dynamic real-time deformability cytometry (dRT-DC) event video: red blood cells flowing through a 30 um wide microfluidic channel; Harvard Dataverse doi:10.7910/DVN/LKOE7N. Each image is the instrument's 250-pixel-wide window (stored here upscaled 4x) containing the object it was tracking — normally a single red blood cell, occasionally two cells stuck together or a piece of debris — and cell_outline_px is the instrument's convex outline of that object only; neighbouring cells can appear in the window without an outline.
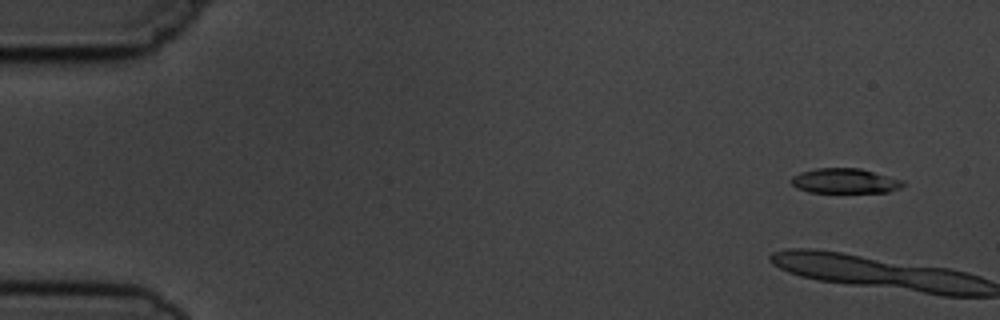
{"species": "common noctule bat (a hibernating species)", "species_latin": "Nyctalus noctula", "temperature_condition": "cold", "stored_images_in_passage": 4, "camera_frame_rate_fps": 3000, "um_per_image_px": 0.085, "animal": {"sex": "male", "body_mass_g": 19.5, "forearm_length_mm": 54.6}, "frame": {"image": 1, "passage_image": 1, "time_ms": 0.0, "image_size_px": [1000, 320], "cell_outline_px": [[904, 184], [900, 188], [888, 192], [808, 192], [796, 188], [792, 184], [792, 176], [800, 172], [816, 168], [860, 168], [904, 180]], "centroid_in_image_um": [71.81, 15.37], "position_along_channel_um": 13.2, "area_um2": 16.24}}